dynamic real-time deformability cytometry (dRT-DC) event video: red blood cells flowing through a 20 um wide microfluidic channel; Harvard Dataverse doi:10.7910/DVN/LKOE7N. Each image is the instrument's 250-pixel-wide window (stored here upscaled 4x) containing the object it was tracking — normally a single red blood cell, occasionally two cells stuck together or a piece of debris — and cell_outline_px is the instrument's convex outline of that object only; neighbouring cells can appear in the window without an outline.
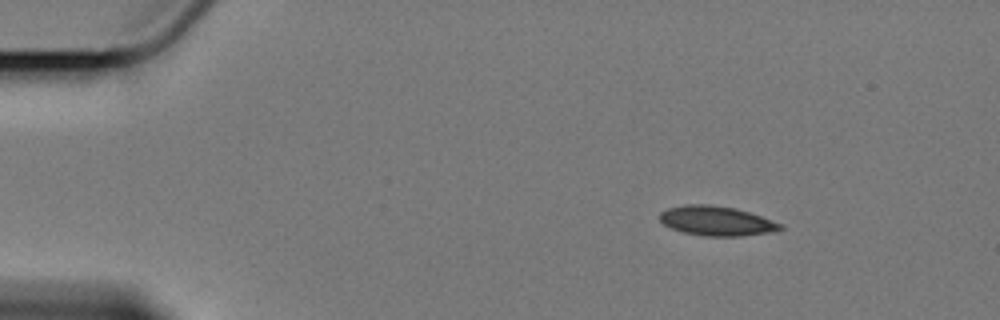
{"species": "Egyptian fruit bat (a non-hibernating species)", "species_latin": "Rousettus aegyptiacus", "temperature_condition": "cold", "stored_images_in_passage": 51, "camera_frame_rate_fps": 3000, "um_per_image_px": 0.085, "animal": {"sex": "female"}, "frame": {"image": 1, "passage_image": 1, "time_ms": 0.0, "image_size_px": [1000, 320], "cell_outline_px": [[784, 228], [768, 232], [740, 236], [704, 236], [684, 232], [672, 228], [664, 224], [660, 220], [660, 212], [668, 208], [684, 204], [708, 204], [732, 208], [748, 212], [760, 216], [780, 224]], "centroid_in_image_um": [60.84, 18.77], "position_along_channel_um": 24.2, "area_um2": 20.35}}
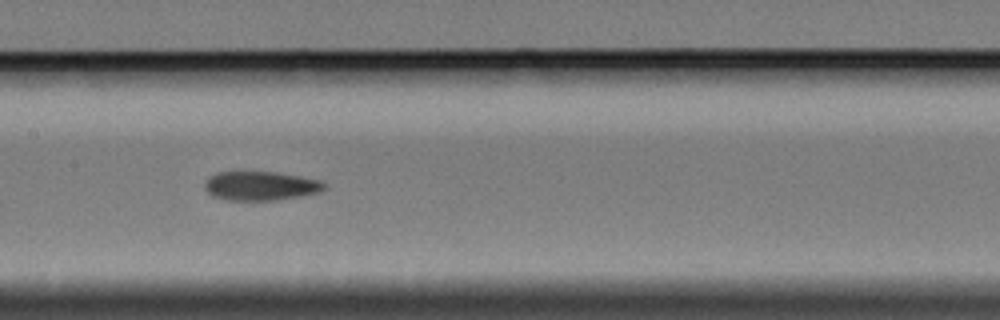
{"frame": {"image": 2, "passage_image": 22, "time_ms": 7.0, "image_size_px": [1000, 320], "cell_outline_px": [[324, 188], [320, 192], [300, 196], [276, 200], [224, 200], [212, 196], [204, 188], [204, 184], [208, 176], [216, 172], [276, 172], [300, 176], [320, 180], [324, 184]], "centroid_in_image_um": [22.1, 15.8], "position_along_channel_um": 185.3, "area_um2": 20.29}}
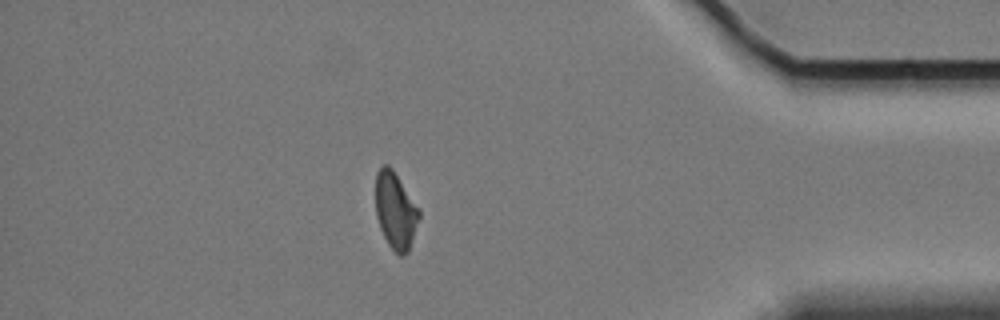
{"frame": {"image": 3, "passage_image": 44, "time_ms": 14.333, "image_size_px": [1000, 320], "cell_outline_px": [[420, 216], [408, 252], [404, 256], [400, 256], [388, 244], [380, 228], [376, 216], [376, 172], [384, 164], [388, 164], [392, 168], [420, 208]], "centroid_in_image_um": [33.62, 17.89], "position_along_channel_um": 401.6, "area_um2": 19.48}, "authors_computed_cell_mechanics": {"area_um2": 20.4612, "velocity_mm_per_s": 3.4062, "shape_relaxation_time_tau1_ms": null, "shape_relaxation_time_tau2_ms": 6.8454, "deformation_change_tau1": null, "deformation_change_tau2": 0.0998}}